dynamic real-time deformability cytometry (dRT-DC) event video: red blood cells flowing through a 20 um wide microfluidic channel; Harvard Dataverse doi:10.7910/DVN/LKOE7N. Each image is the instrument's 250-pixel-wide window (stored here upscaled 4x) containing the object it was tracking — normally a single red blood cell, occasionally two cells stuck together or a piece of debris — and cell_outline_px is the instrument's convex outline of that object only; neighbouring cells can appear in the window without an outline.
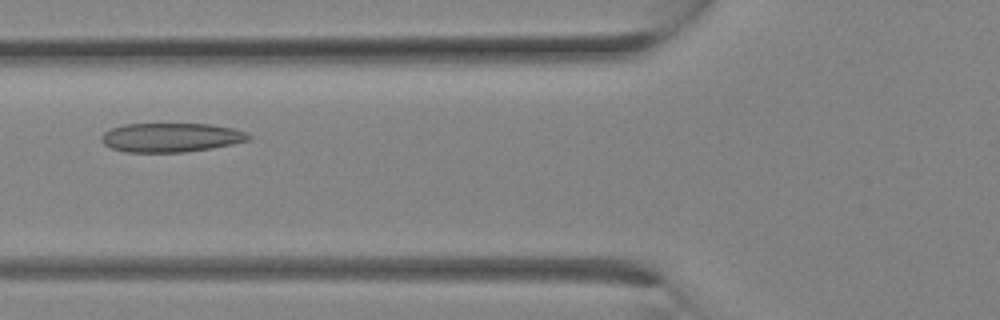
{"species": "Egyptian fruit bat (a non-hibernating species)", "species_latin": "Rousettus aegyptiacus", "temperature_condition": "room temperature", "stored_images_in_passage": 12, "camera_frame_rate_fps": 3000, "um_per_image_px": 0.085, "animal": {"sex": "female"}, "frame": {"image": 1, "passage_image": 9, "time_ms": 2.667, "image_size_px": [1000, 320], "cell_outline_px": [[252, 140], [212, 148], [184, 152], [124, 152], [112, 148], [104, 144], [100, 140], [100, 136], [104, 132], [112, 128], [124, 124], [208, 124], [232, 128], [244, 132], [252, 136]], "centroid_in_image_um": [14.52, 11.69], "position_along_channel_um": 111.3, "area_um2": 24.97}}
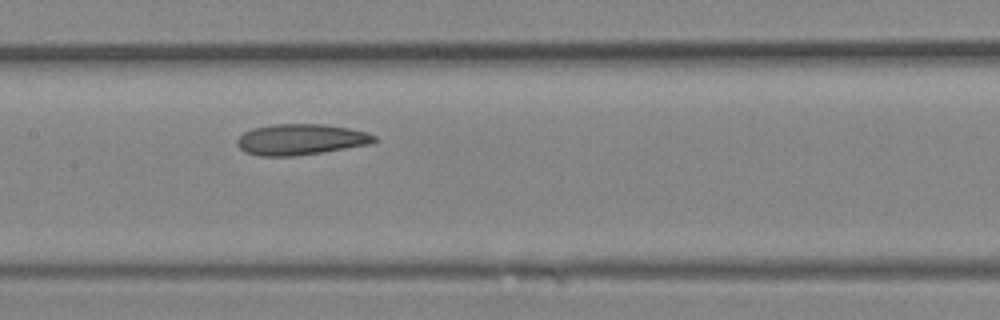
{"frame": {"image": 2, "passage_image": 12, "time_ms": 3.667, "image_size_px": [1000, 320], "cell_outline_px": [[376, 140], [368, 144], [296, 156], [260, 156], [244, 152], [236, 144], [236, 140], [244, 132], [252, 128], [272, 124], [324, 124], [348, 128], [368, 132], [376, 136]], "centroid_in_image_um": [25.51, 11.85], "position_along_channel_um": 181.9, "area_um2": 24.62}}